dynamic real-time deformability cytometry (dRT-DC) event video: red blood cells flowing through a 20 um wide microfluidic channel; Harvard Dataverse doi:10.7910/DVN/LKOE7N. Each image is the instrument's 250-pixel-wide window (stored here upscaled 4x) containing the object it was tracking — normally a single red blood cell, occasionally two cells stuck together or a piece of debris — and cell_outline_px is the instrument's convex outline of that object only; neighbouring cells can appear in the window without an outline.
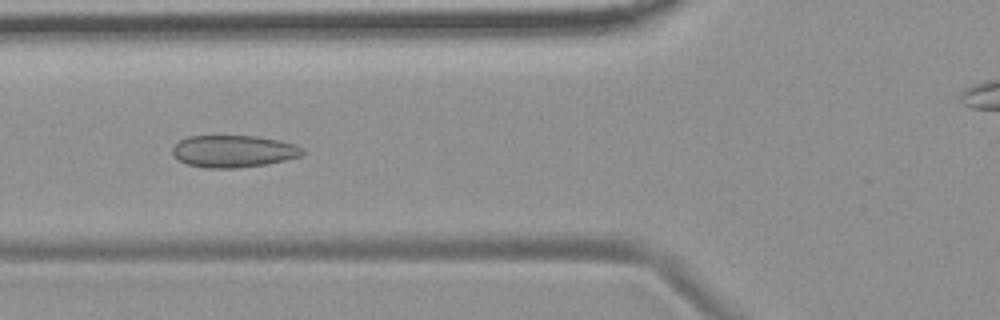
{"species": "common noctule bat (a hibernating species)", "species_latin": "Nyctalus noctula", "temperature_condition": "room temperature", "stored_images_in_passage": 6, "camera_frame_rate_fps": 3000, "um_per_image_px": 0.085, "animal": {"sex": "female", "body_mass_g": 19.9}, "frame": {"image": 1, "passage_image": 2, "time_ms": 1.0, "image_size_px": [1000, 320], "cell_outline_px": [[304, 152], [300, 156], [268, 164], [236, 168], [204, 168], [188, 164], [172, 156], [172, 148], [180, 140], [188, 136], [256, 136], [280, 140], [296, 144], [304, 148]], "centroid_in_image_um": [19.86, 12.85], "position_along_channel_um": 105.9, "area_um2": 24.45}}
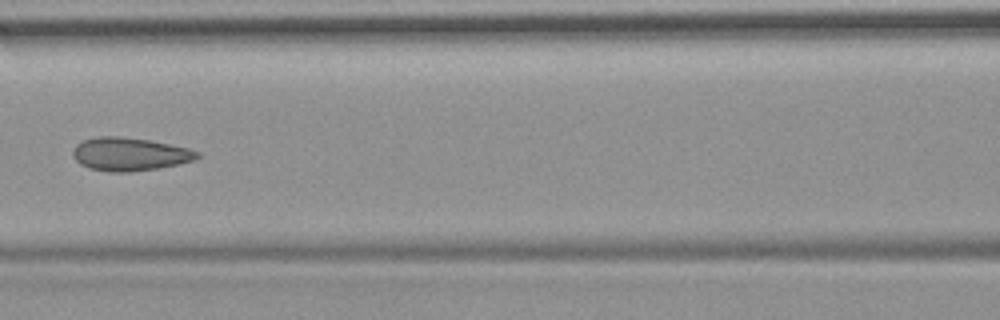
{"frame": {"image": 2, "passage_image": 3, "time_ms": 2.333, "image_size_px": [1000, 320], "cell_outline_px": [[200, 156], [196, 160], [156, 168], [128, 172], [108, 172], [88, 168], [80, 164], [72, 156], [72, 148], [76, 144], [84, 140], [96, 136], [120, 136], [148, 140], [188, 148], [200, 152]], "centroid_in_image_um": [10.98, 13.1], "position_along_channel_um": 155.6, "area_um2": 24.1}}
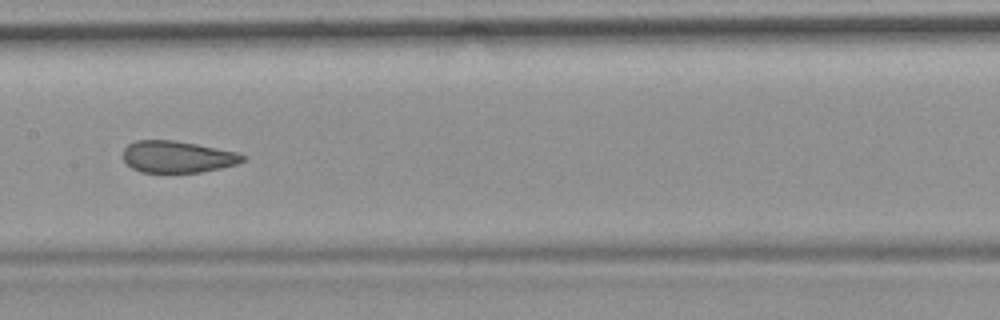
{"frame": {"image": 3, "passage_image": 4, "time_ms": 3.333, "image_size_px": [1000, 320], "cell_outline_px": [[248, 156], [244, 160], [236, 164], [220, 168], [200, 172], [140, 172], [132, 168], [120, 156], [124, 148], [128, 144], [136, 140], [176, 140], [236, 152]], "centroid_in_image_um": [15.04, 13.32], "position_along_channel_um": 192.4, "area_um2": 22.2}}